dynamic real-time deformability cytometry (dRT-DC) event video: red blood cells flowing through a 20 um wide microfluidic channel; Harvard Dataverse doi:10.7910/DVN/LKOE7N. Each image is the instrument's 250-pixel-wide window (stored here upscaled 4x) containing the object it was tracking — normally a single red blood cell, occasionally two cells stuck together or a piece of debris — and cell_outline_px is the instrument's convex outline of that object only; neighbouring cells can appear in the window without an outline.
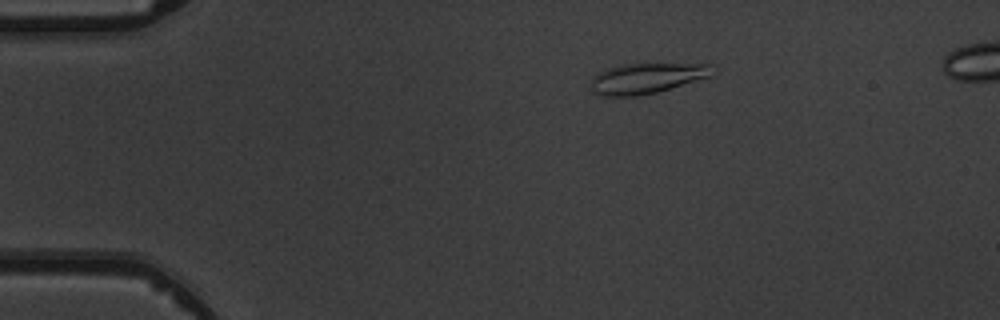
{"species": "common noctule bat (a hibernating species)", "species_latin": "Nyctalus noctula", "temperature_condition": "warm", "stored_images_in_passage": 9, "camera_frame_rate_fps": 3000, "um_per_image_px": 0.085, "animal": {"sex": "male", "body_mass_g": 19.5, "forearm_length_mm": 54.6}, "frame": {"image": 1, "passage_image": 3, "time_ms": 2.333, "image_size_px": [1000, 320], "cell_outline_px": [[712, 76], [656, 92], [636, 96], [604, 96], [592, 92], [592, 80], [600, 72], [608, 68], [620, 64], [708, 64]], "centroid_in_image_um": [54.93, 6.66], "position_along_channel_um": 30.1, "area_um2": 21.04}}
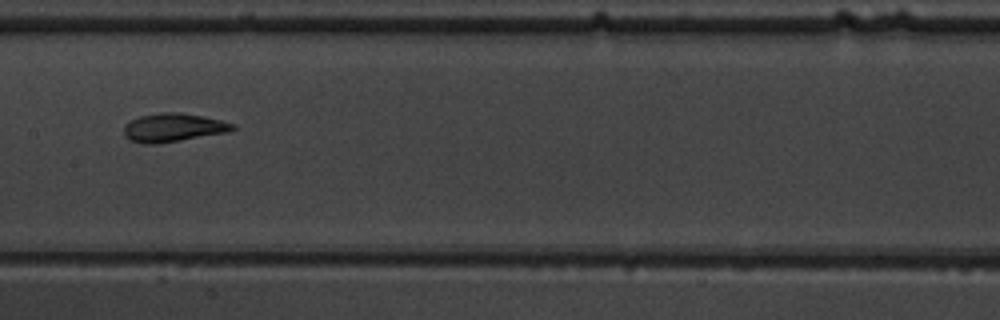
{"frame": {"image": 2, "passage_image": 7, "time_ms": 8.0, "image_size_px": [1000, 320], "cell_outline_px": [[236, 128], [228, 132], [180, 140], [152, 144], [148, 144], [132, 140], [124, 132], [124, 124], [128, 120], [140, 116], [160, 112], [176, 112], [204, 116], [236, 124]], "centroid_in_image_um": [14.74, 10.82], "position_along_channel_um": 192.7, "area_um2": 17.86}}
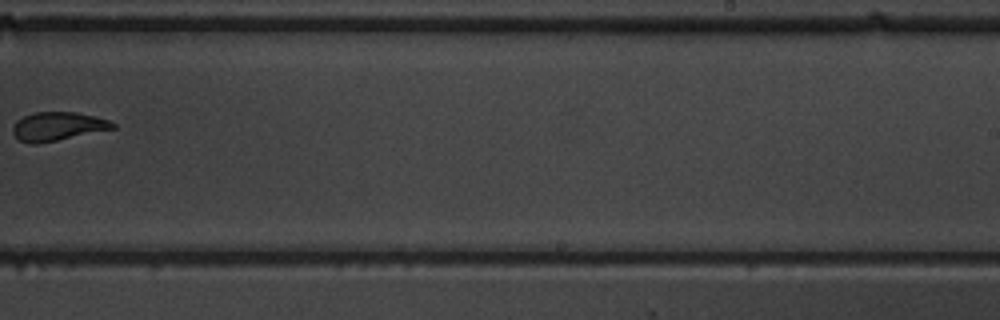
{"frame": {"image": 3, "passage_image": 9, "time_ms": 10.333, "image_size_px": [1000, 320], "cell_outline_px": [[116, 128], [36, 144], [32, 144], [20, 140], [12, 132], [12, 128], [16, 120], [24, 116], [36, 112], [76, 112], [108, 120], [116, 124]], "centroid_in_image_um": [4.88, 10.73], "position_along_channel_um": 284.1, "area_um2": 16.42}}